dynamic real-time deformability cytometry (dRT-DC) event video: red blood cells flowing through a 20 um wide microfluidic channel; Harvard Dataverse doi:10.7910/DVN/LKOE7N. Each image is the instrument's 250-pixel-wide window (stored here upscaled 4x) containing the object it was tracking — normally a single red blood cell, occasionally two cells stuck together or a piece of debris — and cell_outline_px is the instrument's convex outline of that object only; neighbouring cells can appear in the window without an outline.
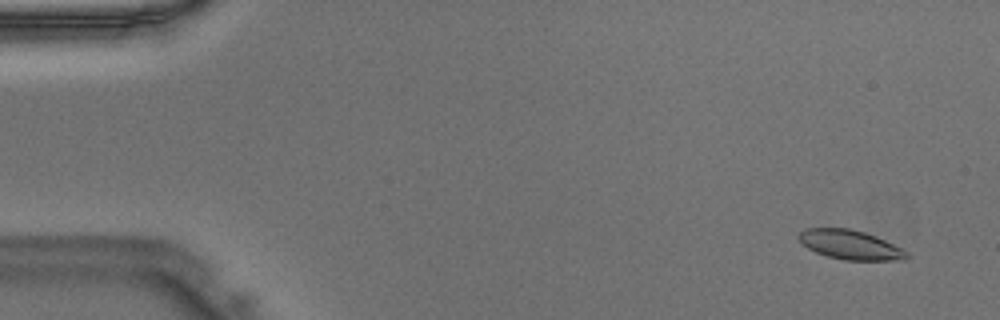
{"species": "Egyptian fruit bat (a non-hibernating species)", "species_latin": "Rousettus aegyptiacus", "temperature_condition": "warm", "stored_images_in_passage": 47, "camera_frame_rate_fps": 3000, "um_per_image_px": 0.085, "animal": {"sex": "male"}, "frame": {"image": 1, "passage_image": 3, "time_ms": 0.667, "image_size_px": [1000, 320], "cell_outline_px": [[908, 256], [904, 260], [844, 260], [828, 256], [816, 252], [808, 248], [796, 236], [804, 228], [852, 228], [876, 236], [908, 252]], "centroid_in_image_um": [72.25, 20.79], "position_along_channel_um": 12.8, "area_um2": 18.32}}
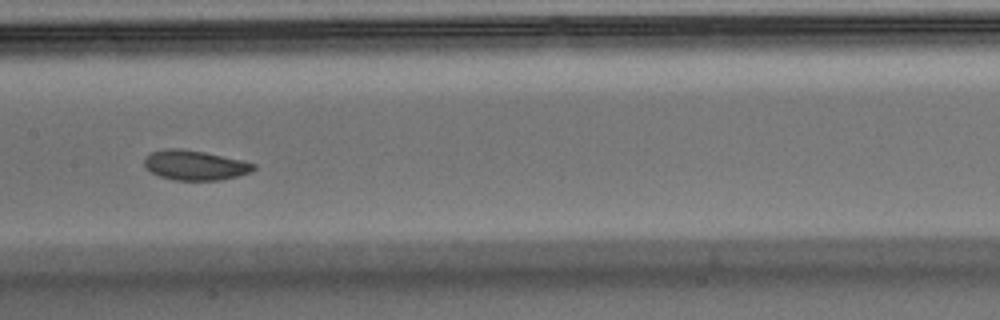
{"frame": {"image": 2, "passage_image": 24, "time_ms": 7.667, "image_size_px": [1000, 320], "cell_outline_px": [[256, 168], [252, 172], [240, 176], [220, 180], [172, 180], [160, 176], [152, 172], [144, 164], [144, 156], [152, 152], [164, 148], [180, 148], [204, 152], [240, 160], [256, 164]], "centroid_in_image_um": [16.58, 14.04], "position_along_channel_um": 190.8, "area_um2": 19.02}}
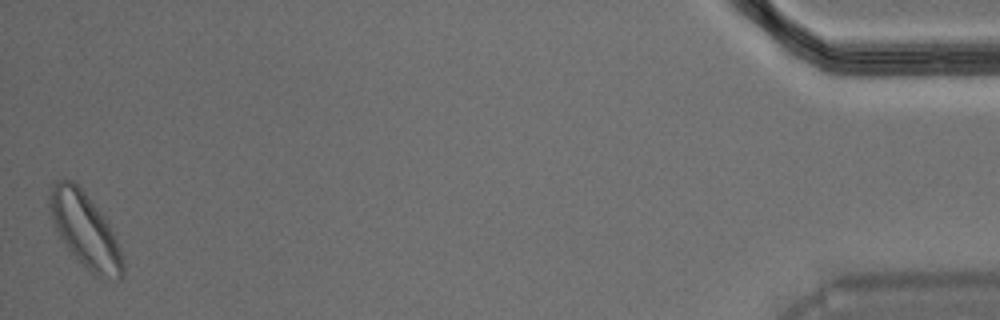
{"frame": {"image": 3, "passage_image": 47, "time_ms": 15.333, "image_size_px": [1000, 320], "cell_outline_px": [[124, 276], [120, 280], [100, 280], [68, 248], [60, 236], [56, 228], [48, 208], [48, 200], [52, 184], [56, 180], [72, 180], [84, 192], [104, 216], [120, 248], [124, 260]], "centroid_in_image_um": [7.26, 19.6], "position_along_channel_um": 427.9, "area_um2": 31.44}}